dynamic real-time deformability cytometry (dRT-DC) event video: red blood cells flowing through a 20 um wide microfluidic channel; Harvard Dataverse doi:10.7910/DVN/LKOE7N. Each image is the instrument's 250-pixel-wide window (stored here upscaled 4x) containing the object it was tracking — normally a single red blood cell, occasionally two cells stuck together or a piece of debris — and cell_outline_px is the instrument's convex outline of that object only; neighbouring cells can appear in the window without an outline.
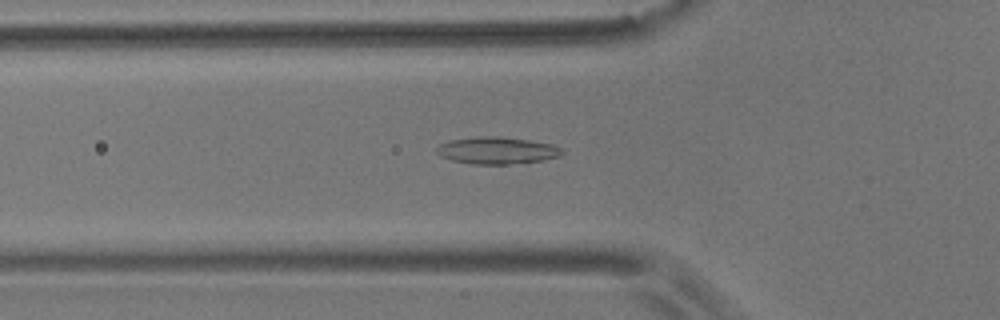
{"species": "common noctule bat (a hibernating species)", "species_latin": "Nyctalus noctula", "temperature_condition": "room temperature", "stored_images_in_passage": 48, "camera_frame_rate_fps": 3000, "um_per_image_px": 0.085, "animal": {"sex": "male", "body_mass_g": 17.9}, "frame": {"image": 1, "passage_image": 12, "time_ms": 3.667, "image_size_px": [1000, 320], "cell_outline_px": [[564, 152], [560, 156], [544, 160], [508, 164], [472, 164], [452, 160], [440, 156], [436, 152], [436, 148], [440, 144], [448, 140], [480, 136], [500, 136], [528, 140], [552, 144], [560, 148]], "centroid_in_image_um": [42.22, 12.78], "position_along_channel_um": 83.6, "area_um2": 19.77}}
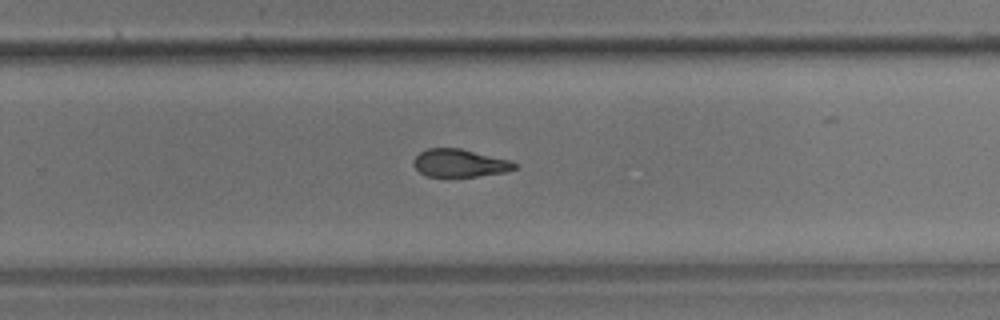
{"frame": {"image": 2, "passage_image": 29, "time_ms": 9.333, "image_size_px": [1000, 320], "cell_outline_px": [[516, 168], [504, 172], [476, 176], [428, 176], [420, 172], [412, 164], [416, 156], [420, 152], [428, 148], [460, 148], [508, 160], [516, 164]], "centroid_in_image_um": [39.03, 13.85], "position_along_channel_um": 290.8, "area_um2": 16.01}}
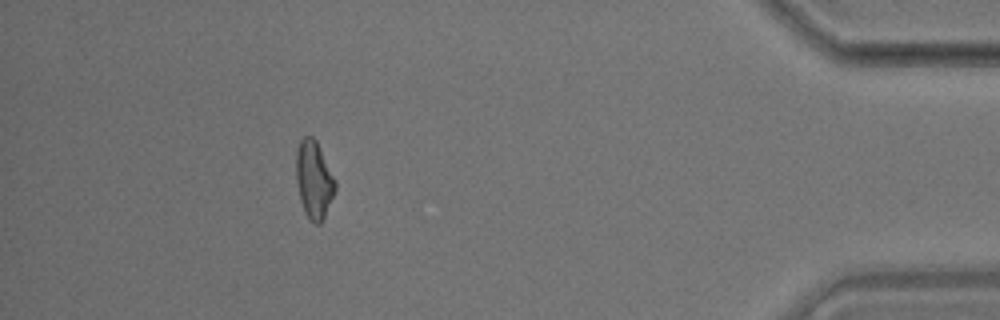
{"frame": {"image": 3, "passage_image": 43, "time_ms": 14.0, "image_size_px": [1000, 320], "cell_outline_px": [[336, 188], [324, 216], [320, 224], [316, 224], [308, 220], [304, 212], [300, 200], [296, 180], [296, 152], [300, 140], [304, 136], [312, 136], [316, 140], [336, 180]], "centroid_in_image_um": [26.67, 15.27], "position_along_channel_um": 408.5, "area_um2": 17.69}, "authors_computed_cell_mechanics": {"area_um2": 17.6001, "velocity_mm_per_s": 3.6453, "shape_relaxation_time_tau1_ms": 5.4024, "shape_relaxation_time_tau2_ms": 3.2703, "deformation_change_tau1": 0.1505, "deformation_change_tau2": 0.1043}}